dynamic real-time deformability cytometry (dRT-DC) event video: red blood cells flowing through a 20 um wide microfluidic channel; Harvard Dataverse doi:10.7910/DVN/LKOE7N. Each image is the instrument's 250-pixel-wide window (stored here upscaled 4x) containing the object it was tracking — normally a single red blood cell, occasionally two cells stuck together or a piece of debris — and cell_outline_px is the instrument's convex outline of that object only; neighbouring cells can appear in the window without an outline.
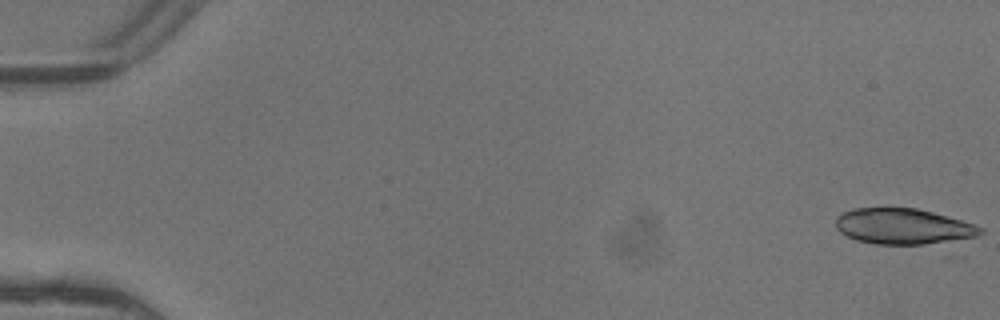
{"species": "common noctule bat (a hibernating species)", "species_latin": "Nyctalus noctula", "temperature_condition": "warm", "stored_images_in_passage": 5, "camera_frame_rate_fps": 3000, "um_per_image_px": 0.085, "animal": {"sex": "female"}, "frame": {"image": 1, "passage_image": 1, "time_ms": 0.0, "image_size_px": [1000, 320], "cell_outline_px": [[984, 232], [976, 236], [964, 240], [924, 244], [876, 244], [856, 240], [840, 232], [836, 228], [836, 216], [852, 208], [916, 208], [932, 212], [960, 220], [984, 228]], "centroid_in_image_um": [76.78, 19.25], "position_along_channel_um": 8.2, "area_um2": 30.11}}